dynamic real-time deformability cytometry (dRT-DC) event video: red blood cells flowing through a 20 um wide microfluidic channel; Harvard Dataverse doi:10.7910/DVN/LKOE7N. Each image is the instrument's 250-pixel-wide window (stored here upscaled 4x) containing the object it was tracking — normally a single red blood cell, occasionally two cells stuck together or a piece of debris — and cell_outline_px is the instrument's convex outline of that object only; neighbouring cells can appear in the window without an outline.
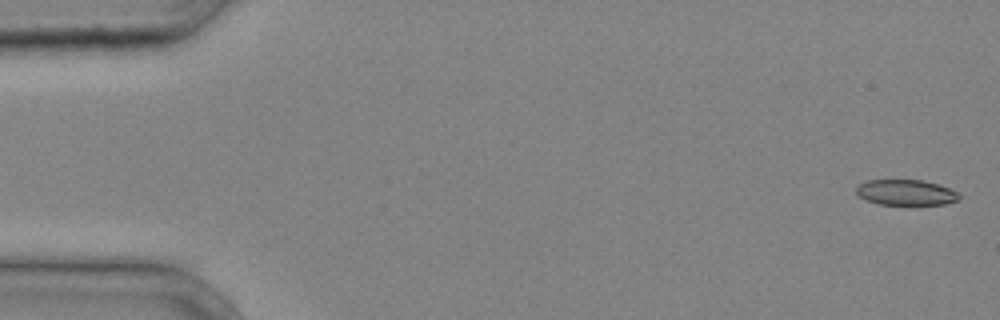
{"species": "common noctule bat (a hibernating species)", "species_latin": "Nyctalus noctula", "temperature_condition": "cold", "stored_images_in_passage": 38, "camera_frame_rate_fps": 3000, "um_per_image_px": 0.085, "animal": {"sex": "male", "body_mass_g": 20.4}, "frame": {"image": 1, "passage_image": 1, "time_ms": 0.0, "image_size_px": [1000, 320], "cell_outline_px": [[960, 200], [944, 204], [912, 208], [876, 204], [860, 196], [856, 192], [856, 188], [860, 184], [868, 180], [924, 180], [948, 188], [956, 192], [960, 196]], "centroid_in_image_um": [77.03, 16.42], "position_along_channel_um": 8.0, "area_um2": 16.07}}
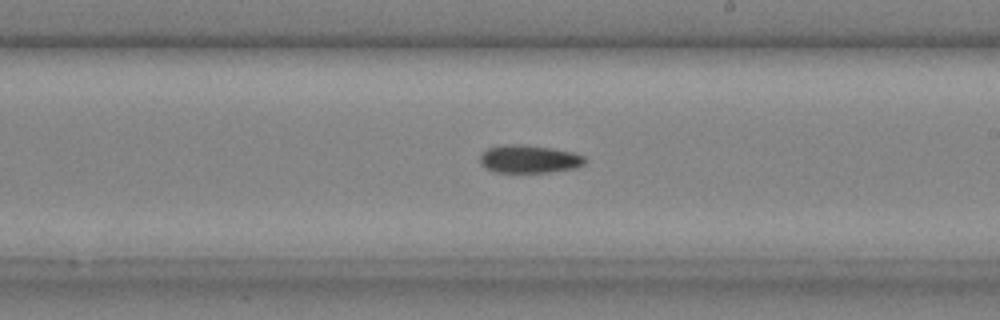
{"frame": {"image": 2, "passage_image": 23, "time_ms": 7.333, "image_size_px": [1000, 320], "cell_outline_px": [[584, 164], [576, 168], [548, 172], [496, 172], [480, 164], [480, 156], [488, 148], [508, 144], [524, 144], [552, 148], [572, 152], [584, 156]], "centroid_in_image_um": [44.98, 13.51], "position_along_channel_um": 244.0, "area_um2": 16.94}}
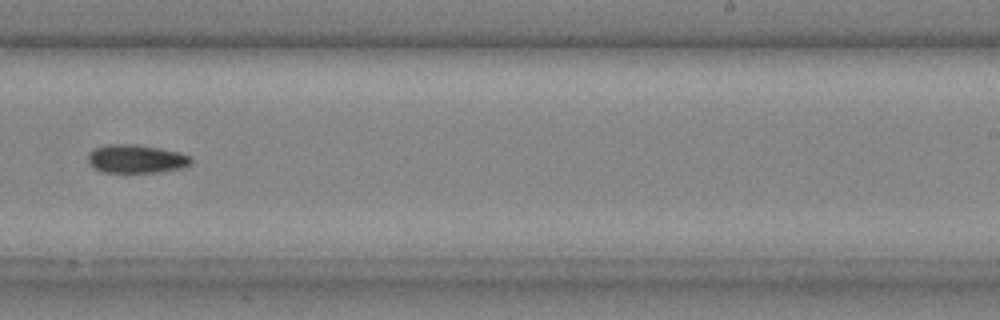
{"frame": {"image": 3, "passage_image": 25, "time_ms": 8.0, "image_size_px": [1000, 320], "cell_outline_px": [[192, 164], [184, 168], [160, 172], [104, 172], [96, 168], [88, 160], [88, 152], [96, 148], [108, 144], [136, 144], [160, 148], [180, 152], [192, 156]], "centroid_in_image_um": [11.65, 13.5], "position_along_channel_um": 277.3, "area_um2": 17.17}}